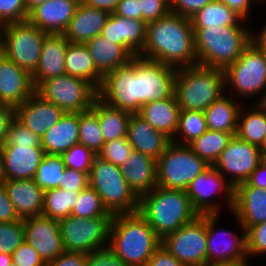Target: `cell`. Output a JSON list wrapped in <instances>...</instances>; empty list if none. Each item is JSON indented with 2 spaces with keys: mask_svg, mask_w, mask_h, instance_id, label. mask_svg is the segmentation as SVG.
<instances>
[{
  "mask_svg": "<svg viewBox=\"0 0 266 266\" xmlns=\"http://www.w3.org/2000/svg\"><path fill=\"white\" fill-rule=\"evenodd\" d=\"M139 55L175 69L197 65L190 18L170 12L148 23L145 46Z\"/></svg>",
  "mask_w": 266,
  "mask_h": 266,
  "instance_id": "cell-1",
  "label": "cell"
},
{
  "mask_svg": "<svg viewBox=\"0 0 266 266\" xmlns=\"http://www.w3.org/2000/svg\"><path fill=\"white\" fill-rule=\"evenodd\" d=\"M108 246L128 266H146L161 239L137 211L113 215Z\"/></svg>",
  "mask_w": 266,
  "mask_h": 266,
  "instance_id": "cell-2",
  "label": "cell"
},
{
  "mask_svg": "<svg viewBox=\"0 0 266 266\" xmlns=\"http://www.w3.org/2000/svg\"><path fill=\"white\" fill-rule=\"evenodd\" d=\"M138 212L161 240L199 216L185 190L159 186L139 198Z\"/></svg>",
  "mask_w": 266,
  "mask_h": 266,
  "instance_id": "cell-3",
  "label": "cell"
},
{
  "mask_svg": "<svg viewBox=\"0 0 266 266\" xmlns=\"http://www.w3.org/2000/svg\"><path fill=\"white\" fill-rule=\"evenodd\" d=\"M197 65L225 70L251 43V32L243 26L193 28Z\"/></svg>",
  "mask_w": 266,
  "mask_h": 266,
  "instance_id": "cell-4",
  "label": "cell"
},
{
  "mask_svg": "<svg viewBox=\"0 0 266 266\" xmlns=\"http://www.w3.org/2000/svg\"><path fill=\"white\" fill-rule=\"evenodd\" d=\"M224 70L201 65L177 69L175 91L181 111H205L225 89Z\"/></svg>",
  "mask_w": 266,
  "mask_h": 266,
  "instance_id": "cell-5",
  "label": "cell"
},
{
  "mask_svg": "<svg viewBox=\"0 0 266 266\" xmlns=\"http://www.w3.org/2000/svg\"><path fill=\"white\" fill-rule=\"evenodd\" d=\"M89 186L112 215L137 212L139 198L130 189L121 168L96 156L89 172Z\"/></svg>",
  "mask_w": 266,
  "mask_h": 266,
  "instance_id": "cell-6",
  "label": "cell"
},
{
  "mask_svg": "<svg viewBox=\"0 0 266 266\" xmlns=\"http://www.w3.org/2000/svg\"><path fill=\"white\" fill-rule=\"evenodd\" d=\"M48 34L28 20L4 25L0 27V53L32 74Z\"/></svg>",
  "mask_w": 266,
  "mask_h": 266,
  "instance_id": "cell-7",
  "label": "cell"
},
{
  "mask_svg": "<svg viewBox=\"0 0 266 266\" xmlns=\"http://www.w3.org/2000/svg\"><path fill=\"white\" fill-rule=\"evenodd\" d=\"M208 167L188 145L171 142L157 160V186L185 190Z\"/></svg>",
  "mask_w": 266,
  "mask_h": 266,
  "instance_id": "cell-8",
  "label": "cell"
},
{
  "mask_svg": "<svg viewBox=\"0 0 266 266\" xmlns=\"http://www.w3.org/2000/svg\"><path fill=\"white\" fill-rule=\"evenodd\" d=\"M36 93L64 112L88 111L98 97V90L90 82L68 74L43 81Z\"/></svg>",
  "mask_w": 266,
  "mask_h": 266,
  "instance_id": "cell-9",
  "label": "cell"
},
{
  "mask_svg": "<svg viewBox=\"0 0 266 266\" xmlns=\"http://www.w3.org/2000/svg\"><path fill=\"white\" fill-rule=\"evenodd\" d=\"M112 218L70 215L60 219L58 223L64 250L87 254L108 247Z\"/></svg>",
  "mask_w": 266,
  "mask_h": 266,
  "instance_id": "cell-10",
  "label": "cell"
},
{
  "mask_svg": "<svg viewBox=\"0 0 266 266\" xmlns=\"http://www.w3.org/2000/svg\"><path fill=\"white\" fill-rule=\"evenodd\" d=\"M224 74L226 88L234 87L240 97L266 92V54L250 43L240 57L224 70Z\"/></svg>",
  "mask_w": 266,
  "mask_h": 266,
  "instance_id": "cell-11",
  "label": "cell"
},
{
  "mask_svg": "<svg viewBox=\"0 0 266 266\" xmlns=\"http://www.w3.org/2000/svg\"><path fill=\"white\" fill-rule=\"evenodd\" d=\"M161 245L185 266L207 264V214L166 235Z\"/></svg>",
  "mask_w": 266,
  "mask_h": 266,
  "instance_id": "cell-12",
  "label": "cell"
},
{
  "mask_svg": "<svg viewBox=\"0 0 266 266\" xmlns=\"http://www.w3.org/2000/svg\"><path fill=\"white\" fill-rule=\"evenodd\" d=\"M177 69L160 61L136 56L137 104L174 96Z\"/></svg>",
  "mask_w": 266,
  "mask_h": 266,
  "instance_id": "cell-13",
  "label": "cell"
},
{
  "mask_svg": "<svg viewBox=\"0 0 266 266\" xmlns=\"http://www.w3.org/2000/svg\"><path fill=\"white\" fill-rule=\"evenodd\" d=\"M98 98L111 107L131 114L139 113L141 107L137 104L136 56L103 77Z\"/></svg>",
  "mask_w": 266,
  "mask_h": 266,
  "instance_id": "cell-14",
  "label": "cell"
},
{
  "mask_svg": "<svg viewBox=\"0 0 266 266\" xmlns=\"http://www.w3.org/2000/svg\"><path fill=\"white\" fill-rule=\"evenodd\" d=\"M224 178L214 166H209L187 186L185 192L199 215L220 214L218 202L211 199L219 192H224L229 209H233L234 187Z\"/></svg>",
  "mask_w": 266,
  "mask_h": 266,
  "instance_id": "cell-15",
  "label": "cell"
},
{
  "mask_svg": "<svg viewBox=\"0 0 266 266\" xmlns=\"http://www.w3.org/2000/svg\"><path fill=\"white\" fill-rule=\"evenodd\" d=\"M262 151L259 146L239 139L236 135L213 165L222 175H231L228 182L235 188L248 180L261 163Z\"/></svg>",
  "mask_w": 266,
  "mask_h": 266,
  "instance_id": "cell-16",
  "label": "cell"
},
{
  "mask_svg": "<svg viewBox=\"0 0 266 266\" xmlns=\"http://www.w3.org/2000/svg\"><path fill=\"white\" fill-rule=\"evenodd\" d=\"M218 216L207 214V264L249 266L246 262V230H243L242 236L228 230L218 231L215 228ZM220 234L222 237L229 236V241L220 242L217 239Z\"/></svg>",
  "mask_w": 266,
  "mask_h": 266,
  "instance_id": "cell-17",
  "label": "cell"
},
{
  "mask_svg": "<svg viewBox=\"0 0 266 266\" xmlns=\"http://www.w3.org/2000/svg\"><path fill=\"white\" fill-rule=\"evenodd\" d=\"M25 240L47 264L65 250L60 235L58 220L43 215L24 219Z\"/></svg>",
  "mask_w": 266,
  "mask_h": 266,
  "instance_id": "cell-18",
  "label": "cell"
},
{
  "mask_svg": "<svg viewBox=\"0 0 266 266\" xmlns=\"http://www.w3.org/2000/svg\"><path fill=\"white\" fill-rule=\"evenodd\" d=\"M35 92L32 74L0 53V103L16 108Z\"/></svg>",
  "mask_w": 266,
  "mask_h": 266,
  "instance_id": "cell-19",
  "label": "cell"
},
{
  "mask_svg": "<svg viewBox=\"0 0 266 266\" xmlns=\"http://www.w3.org/2000/svg\"><path fill=\"white\" fill-rule=\"evenodd\" d=\"M64 114L62 109L44 100L36 92L15 108V118L40 139Z\"/></svg>",
  "mask_w": 266,
  "mask_h": 266,
  "instance_id": "cell-20",
  "label": "cell"
},
{
  "mask_svg": "<svg viewBox=\"0 0 266 266\" xmlns=\"http://www.w3.org/2000/svg\"><path fill=\"white\" fill-rule=\"evenodd\" d=\"M232 213L241 230L266 222V189L251 187L246 182L237 185Z\"/></svg>",
  "mask_w": 266,
  "mask_h": 266,
  "instance_id": "cell-21",
  "label": "cell"
},
{
  "mask_svg": "<svg viewBox=\"0 0 266 266\" xmlns=\"http://www.w3.org/2000/svg\"><path fill=\"white\" fill-rule=\"evenodd\" d=\"M147 23L110 13L101 34L110 42L124 46L133 56L139 55L145 46Z\"/></svg>",
  "mask_w": 266,
  "mask_h": 266,
  "instance_id": "cell-22",
  "label": "cell"
},
{
  "mask_svg": "<svg viewBox=\"0 0 266 266\" xmlns=\"http://www.w3.org/2000/svg\"><path fill=\"white\" fill-rule=\"evenodd\" d=\"M80 0H47L35 7L28 21L49 34H63Z\"/></svg>",
  "mask_w": 266,
  "mask_h": 266,
  "instance_id": "cell-23",
  "label": "cell"
},
{
  "mask_svg": "<svg viewBox=\"0 0 266 266\" xmlns=\"http://www.w3.org/2000/svg\"><path fill=\"white\" fill-rule=\"evenodd\" d=\"M69 41L63 34H48L42 45L39 63L32 73L37 88L43 81L66 74L65 58Z\"/></svg>",
  "mask_w": 266,
  "mask_h": 266,
  "instance_id": "cell-24",
  "label": "cell"
},
{
  "mask_svg": "<svg viewBox=\"0 0 266 266\" xmlns=\"http://www.w3.org/2000/svg\"><path fill=\"white\" fill-rule=\"evenodd\" d=\"M127 140L133 150L150 156L154 160L165 152L171 139L163 132L155 130L138 113L131 114L127 129Z\"/></svg>",
  "mask_w": 266,
  "mask_h": 266,
  "instance_id": "cell-25",
  "label": "cell"
},
{
  "mask_svg": "<svg viewBox=\"0 0 266 266\" xmlns=\"http://www.w3.org/2000/svg\"><path fill=\"white\" fill-rule=\"evenodd\" d=\"M6 180L34 179L45 155L42 147L1 146Z\"/></svg>",
  "mask_w": 266,
  "mask_h": 266,
  "instance_id": "cell-26",
  "label": "cell"
},
{
  "mask_svg": "<svg viewBox=\"0 0 266 266\" xmlns=\"http://www.w3.org/2000/svg\"><path fill=\"white\" fill-rule=\"evenodd\" d=\"M109 16L107 11L80 2L63 35L71 43L86 44L91 38L101 34Z\"/></svg>",
  "mask_w": 266,
  "mask_h": 266,
  "instance_id": "cell-27",
  "label": "cell"
},
{
  "mask_svg": "<svg viewBox=\"0 0 266 266\" xmlns=\"http://www.w3.org/2000/svg\"><path fill=\"white\" fill-rule=\"evenodd\" d=\"M3 183L20 219L42 215L44 191L34 179L5 180Z\"/></svg>",
  "mask_w": 266,
  "mask_h": 266,
  "instance_id": "cell-28",
  "label": "cell"
},
{
  "mask_svg": "<svg viewBox=\"0 0 266 266\" xmlns=\"http://www.w3.org/2000/svg\"><path fill=\"white\" fill-rule=\"evenodd\" d=\"M121 172L130 189L140 198L157 186V161L150 156L133 150Z\"/></svg>",
  "mask_w": 266,
  "mask_h": 266,
  "instance_id": "cell-29",
  "label": "cell"
},
{
  "mask_svg": "<svg viewBox=\"0 0 266 266\" xmlns=\"http://www.w3.org/2000/svg\"><path fill=\"white\" fill-rule=\"evenodd\" d=\"M79 144V112H65L59 122L41 137V146L47 154L62 155Z\"/></svg>",
  "mask_w": 266,
  "mask_h": 266,
  "instance_id": "cell-30",
  "label": "cell"
},
{
  "mask_svg": "<svg viewBox=\"0 0 266 266\" xmlns=\"http://www.w3.org/2000/svg\"><path fill=\"white\" fill-rule=\"evenodd\" d=\"M180 111L174 95L144 104L138 114L155 130L163 132L172 140L178 129Z\"/></svg>",
  "mask_w": 266,
  "mask_h": 266,
  "instance_id": "cell-31",
  "label": "cell"
},
{
  "mask_svg": "<svg viewBox=\"0 0 266 266\" xmlns=\"http://www.w3.org/2000/svg\"><path fill=\"white\" fill-rule=\"evenodd\" d=\"M85 45L90 51L97 71L103 77L126 65L134 57L124 46L110 42L102 35L91 38Z\"/></svg>",
  "mask_w": 266,
  "mask_h": 266,
  "instance_id": "cell-32",
  "label": "cell"
},
{
  "mask_svg": "<svg viewBox=\"0 0 266 266\" xmlns=\"http://www.w3.org/2000/svg\"><path fill=\"white\" fill-rule=\"evenodd\" d=\"M65 71L70 76L87 80L97 90L103 80V76L97 71L94 60L85 44L69 42L65 58Z\"/></svg>",
  "mask_w": 266,
  "mask_h": 266,
  "instance_id": "cell-33",
  "label": "cell"
},
{
  "mask_svg": "<svg viewBox=\"0 0 266 266\" xmlns=\"http://www.w3.org/2000/svg\"><path fill=\"white\" fill-rule=\"evenodd\" d=\"M91 110L98 116L105 143L127 138L131 113L111 107L98 97L94 100Z\"/></svg>",
  "mask_w": 266,
  "mask_h": 266,
  "instance_id": "cell-34",
  "label": "cell"
},
{
  "mask_svg": "<svg viewBox=\"0 0 266 266\" xmlns=\"http://www.w3.org/2000/svg\"><path fill=\"white\" fill-rule=\"evenodd\" d=\"M232 99L223 94L203 111L208 129L236 135L241 107Z\"/></svg>",
  "mask_w": 266,
  "mask_h": 266,
  "instance_id": "cell-35",
  "label": "cell"
},
{
  "mask_svg": "<svg viewBox=\"0 0 266 266\" xmlns=\"http://www.w3.org/2000/svg\"><path fill=\"white\" fill-rule=\"evenodd\" d=\"M244 21L246 20L220 0H213L190 18L192 28L242 26Z\"/></svg>",
  "mask_w": 266,
  "mask_h": 266,
  "instance_id": "cell-36",
  "label": "cell"
},
{
  "mask_svg": "<svg viewBox=\"0 0 266 266\" xmlns=\"http://www.w3.org/2000/svg\"><path fill=\"white\" fill-rule=\"evenodd\" d=\"M242 109L238 115L236 136L245 142L261 147L266 136V109L259 103L249 112H246L245 108Z\"/></svg>",
  "mask_w": 266,
  "mask_h": 266,
  "instance_id": "cell-37",
  "label": "cell"
},
{
  "mask_svg": "<svg viewBox=\"0 0 266 266\" xmlns=\"http://www.w3.org/2000/svg\"><path fill=\"white\" fill-rule=\"evenodd\" d=\"M233 136L232 133L208 129L188 146L209 166H213L221 153L226 149Z\"/></svg>",
  "mask_w": 266,
  "mask_h": 266,
  "instance_id": "cell-38",
  "label": "cell"
},
{
  "mask_svg": "<svg viewBox=\"0 0 266 266\" xmlns=\"http://www.w3.org/2000/svg\"><path fill=\"white\" fill-rule=\"evenodd\" d=\"M79 193L61 188L44 191L42 215L58 221L70 216L77 204Z\"/></svg>",
  "mask_w": 266,
  "mask_h": 266,
  "instance_id": "cell-39",
  "label": "cell"
},
{
  "mask_svg": "<svg viewBox=\"0 0 266 266\" xmlns=\"http://www.w3.org/2000/svg\"><path fill=\"white\" fill-rule=\"evenodd\" d=\"M65 168L61 155L45 153L34 177L35 184L43 191L59 188Z\"/></svg>",
  "mask_w": 266,
  "mask_h": 266,
  "instance_id": "cell-40",
  "label": "cell"
},
{
  "mask_svg": "<svg viewBox=\"0 0 266 266\" xmlns=\"http://www.w3.org/2000/svg\"><path fill=\"white\" fill-rule=\"evenodd\" d=\"M207 130V123L202 111H180L178 129L171 142L179 145H189ZM178 135H181L179 137L181 139V142L176 140L178 138Z\"/></svg>",
  "mask_w": 266,
  "mask_h": 266,
  "instance_id": "cell-41",
  "label": "cell"
},
{
  "mask_svg": "<svg viewBox=\"0 0 266 266\" xmlns=\"http://www.w3.org/2000/svg\"><path fill=\"white\" fill-rule=\"evenodd\" d=\"M79 144L89 148L96 155L105 144L98 116L91 109L79 112Z\"/></svg>",
  "mask_w": 266,
  "mask_h": 266,
  "instance_id": "cell-42",
  "label": "cell"
},
{
  "mask_svg": "<svg viewBox=\"0 0 266 266\" xmlns=\"http://www.w3.org/2000/svg\"><path fill=\"white\" fill-rule=\"evenodd\" d=\"M71 215L81 218L113 217L103 205L101 197L89 185L80 191Z\"/></svg>",
  "mask_w": 266,
  "mask_h": 266,
  "instance_id": "cell-43",
  "label": "cell"
},
{
  "mask_svg": "<svg viewBox=\"0 0 266 266\" xmlns=\"http://www.w3.org/2000/svg\"><path fill=\"white\" fill-rule=\"evenodd\" d=\"M24 241V219L0 222V253L12 255Z\"/></svg>",
  "mask_w": 266,
  "mask_h": 266,
  "instance_id": "cell-44",
  "label": "cell"
},
{
  "mask_svg": "<svg viewBox=\"0 0 266 266\" xmlns=\"http://www.w3.org/2000/svg\"><path fill=\"white\" fill-rule=\"evenodd\" d=\"M97 155L82 144H77L61 155L67 168L86 172L89 175Z\"/></svg>",
  "mask_w": 266,
  "mask_h": 266,
  "instance_id": "cell-45",
  "label": "cell"
},
{
  "mask_svg": "<svg viewBox=\"0 0 266 266\" xmlns=\"http://www.w3.org/2000/svg\"><path fill=\"white\" fill-rule=\"evenodd\" d=\"M132 151L133 147L127 138H118L105 143L97 156L116 166L122 167L129 160Z\"/></svg>",
  "mask_w": 266,
  "mask_h": 266,
  "instance_id": "cell-46",
  "label": "cell"
},
{
  "mask_svg": "<svg viewBox=\"0 0 266 266\" xmlns=\"http://www.w3.org/2000/svg\"><path fill=\"white\" fill-rule=\"evenodd\" d=\"M29 145L42 147L41 139L31 130L22 125L16 118L11 122L6 142L1 146Z\"/></svg>",
  "mask_w": 266,
  "mask_h": 266,
  "instance_id": "cell-47",
  "label": "cell"
},
{
  "mask_svg": "<svg viewBox=\"0 0 266 266\" xmlns=\"http://www.w3.org/2000/svg\"><path fill=\"white\" fill-rule=\"evenodd\" d=\"M28 17L24 0H0V27L27 21Z\"/></svg>",
  "mask_w": 266,
  "mask_h": 266,
  "instance_id": "cell-48",
  "label": "cell"
},
{
  "mask_svg": "<svg viewBox=\"0 0 266 266\" xmlns=\"http://www.w3.org/2000/svg\"><path fill=\"white\" fill-rule=\"evenodd\" d=\"M247 256L266 253V222L258 223L246 230Z\"/></svg>",
  "mask_w": 266,
  "mask_h": 266,
  "instance_id": "cell-49",
  "label": "cell"
},
{
  "mask_svg": "<svg viewBox=\"0 0 266 266\" xmlns=\"http://www.w3.org/2000/svg\"><path fill=\"white\" fill-rule=\"evenodd\" d=\"M142 20L147 24L156 21L171 12L170 0H138Z\"/></svg>",
  "mask_w": 266,
  "mask_h": 266,
  "instance_id": "cell-50",
  "label": "cell"
},
{
  "mask_svg": "<svg viewBox=\"0 0 266 266\" xmlns=\"http://www.w3.org/2000/svg\"><path fill=\"white\" fill-rule=\"evenodd\" d=\"M12 264L15 266H46L35 249L25 240L12 253Z\"/></svg>",
  "mask_w": 266,
  "mask_h": 266,
  "instance_id": "cell-51",
  "label": "cell"
},
{
  "mask_svg": "<svg viewBox=\"0 0 266 266\" xmlns=\"http://www.w3.org/2000/svg\"><path fill=\"white\" fill-rule=\"evenodd\" d=\"M89 185V176L86 172L65 168L62 176V183L59 188L62 190H70L80 192Z\"/></svg>",
  "mask_w": 266,
  "mask_h": 266,
  "instance_id": "cell-52",
  "label": "cell"
},
{
  "mask_svg": "<svg viewBox=\"0 0 266 266\" xmlns=\"http://www.w3.org/2000/svg\"><path fill=\"white\" fill-rule=\"evenodd\" d=\"M87 266H128L110 247L87 253Z\"/></svg>",
  "mask_w": 266,
  "mask_h": 266,
  "instance_id": "cell-53",
  "label": "cell"
},
{
  "mask_svg": "<svg viewBox=\"0 0 266 266\" xmlns=\"http://www.w3.org/2000/svg\"><path fill=\"white\" fill-rule=\"evenodd\" d=\"M213 0H170L171 12L186 18H191Z\"/></svg>",
  "mask_w": 266,
  "mask_h": 266,
  "instance_id": "cell-54",
  "label": "cell"
},
{
  "mask_svg": "<svg viewBox=\"0 0 266 266\" xmlns=\"http://www.w3.org/2000/svg\"><path fill=\"white\" fill-rule=\"evenodd\" d=\"M46 266H87V254L83 252H66L64 251Z\"/></svg>",
  "mask_w": 266,
  "mask_h": 266,
  "instance_id": "cell-55",
  "label": "cell"
},
{
  "mask_svg": "<svg viewBox=\"0 0 266 266\" xmlns=\"http://www.w3.org/2000/svg\"><path fill=\"white\" fill-rule=\"evenodd\" d=\"M20 220L11 202L4 183H0V222Z\"/></svg>",
  "mask_w": 266,
  "mask_h": 266,
  "instance_id": "cell-56",
  "label": "cell"
},
{
  "mask_svg": "<svg viewBox=\"0 0 266 266\" xmlns=\"http://www.w3.org/2000/svg\"><path fill=\"white\" fill-rule=\"evenodd\" d=\"M15 119V108L0 103V145L4 144L7 139L11 122Z\"/></svg>",
  "mask_w": 266,
  "mask_h": 266,
  "instance_id": "cell-57",
  "label": "cell"
},
{
  "mask_svg": "<svg viewBox=\"0 0 266 266\" xmlns=\"http://www.w3.org/2000/svg\"><path fill=\"white\" fill-rule=\"evenodd\" d=\"M146 266H185L172 256L162 245L154 252Z\"/></svg>",
  "mask_w": 266,
  "mask_h": 266,
  "instance_id": "cell-58",
  "label": "cell"
},
{
  "mask_svg": "<svg viewBox=\"0 0 266 266\" xmlns=\"http://www.w3.org/2000/svg\"><path fill=\"white\" fill-rule=\"evenodd\" d=\"M114 14L130 19L142 20L138 0H121Z\"/></svg>",
  "mask_w": 266,
  "mask_h": 266,
  "instance_id": "cell-59",
  "label": "cell"
},
{
  "mask_svg": "<svg viewBox=\"0 0 266 266\" xmlns=\"http://www.w3.org/2000/svg\"><path fill=\"white\" fill-rule=\"evenodd\" d=\"M225 3L230 9L234 10L244 20L249 15L251 5L254 0H220Z\"/></svg>",
  "mask_w": 266,
  "mask_h": 266,
  "instance_id": "cell-60",
  "label": "cell"
},
{
  "mask_svg": "<svg viewBox=\"0 0 266 266\" xmlns=\"http://www.w3.org/2000/svg\"><path fill=\"white\" fill-rule=\"evenodd\" d=\"M246 183L251 187L266 189V168L260 163L251 173Z\"/></svg>",
  "mask_w": 266,
  "mask_h": 266,
  "instance_id": "cell-61",
  "label": "cell"
},
{
  "mask_svg": "<svg viewBox=\"0 0 266 266\" xmlns=\"http://www.w3.org/2000/svg\"><path fill=\"white\" fill-rule=\"evenodd\" d=\"M121 0H80L86 6L114 13Z\"/></svg>",
  "mask_w": 266,
  "mask_h": 266,
  "instance_id": "cell-62",
  "label": "cell"
},
{
  "mask_svg": "<svg viewBox=\"0 0 266 266\" xmlns=\"http://www.w3.org/2000/svg\"><path fill=\"white\" fill-rule=\"evenodd\" d=\"M251 43L266 54V24L259 34L251 31Z\"/></svg>",
  "mask_w": 266,
  "mask_h": 266,
  "instance_id": "cell-63",
  "label": "cell"
},
{
  "mask_svg": "<svg viewBox=\"0 0 266 266\" xmlns=\"http://www.w3.org/2000/svg\"><path fill=\"white\" fill-rule=\"evenodd\" d=\"M47 0H24L25 7L30 13L35 7L41 5L42 3H45Z\"/></svg>",
  "mask_w": 266,
  "mask_h": 266,
  "instance_id": "cell-64",
  "label": "cell"
},
{
  "mask_svg": "<svg viewBox=\"0 0 266 266\" xmlns=\"http://www.w3.org/2000/svg\"><path fill=\"white\" fill-rule=\"evenodd\" d=\"M0 266H13L12 256L9 254L0 253Z\"/></svg>",
  "mask_w": 266,
  "mask_h": 266,
  "instance_id": "cell-65",
  "label": "cell"
},
{
  "mask_svg": "<svg viewBox=\"0 0 266 266\" xmlns=\"http://www.w3.org/2000/svg\"><path fill=\"white\" fill-rule=\"evenodd\" d=\"M6 180L5 170H4V160L2 149L0 145V183H3Z\"/></svg>",
  "mask_w": 266,
  "mask_h": 266,
  "instance_id": "cell-66",
  "label": "cell"
},
{
  "mask_svg": "<svg viewBox=\"0 0 266 266\" xmlns=\"http://www.w3.org/2000/svg\"><path fill=\"white\" fill-rule=\"evenodd\" d=\"M262 95L263 96H261L262 98L258 100V103L266 109V92L264 94L262 93Z\"/></svg>",
  "mask_w": 266,
  "mask_h": 266,
  "instance_id": "cell-67",
  "label": "cell"
},
{
  "mask_svg": "<svg viewBox=\"0 0 266 266\" xmlns=\"http://www.w3.org/2000/svg\"><path fill=\"white\" fill-rule=\"evenodd\" d=\"M261 151H262V154H265L266 153V136L264 138V141H263V144L262 146L260 147Z\"/></svg>",
  "mask_w": 266,
  "mask_h": 266,
  "instance_id": "cell-68",
  "label": "cell"
},
{
  "mask_svg": "<svg viewBox=\"0 0 266 266\" xmlns=\"http://www.w3.org/2000/svg\"><path fill=\"white\" fill-rule=\"evenodd\" d=\"M261 164L266 168V153L261 155Z\"/></svg>",
  "mask_w": 266,
  "mask_h": 266,
  "instance_id": "cell-69",
  "label": "cell"
},
{
  "mask_svg": "<svg viewBox=\"0 0 266 266\" xmlns=\"http://www.w3.org/2000/svg\"><path fill=\"white\" fill-rule=\"evenodd\" d=\"M204 266H235V265L205 264Z\"/></svg>",
  "mask_w": 266,
  "mask_h": 266,
  "instance_id": "cell-70",
  "label": "cell"
},
{
  "mask_svg": "<svg viewBox=\"0 0 266 266\" xmlns=\"http://www.w3.org/2000/svg\"><path fill=\"white\" fill-rule=\"evenodd\" d=\"M255 1L258 2V3H261L263 1L265 2L266 0H254V3H255Z\"/></svg>",
  "mask_w": 266,
  "mask_h": 266,
  "instance_id": "cell-71",
  "label": "cell"
}]
</instances>
